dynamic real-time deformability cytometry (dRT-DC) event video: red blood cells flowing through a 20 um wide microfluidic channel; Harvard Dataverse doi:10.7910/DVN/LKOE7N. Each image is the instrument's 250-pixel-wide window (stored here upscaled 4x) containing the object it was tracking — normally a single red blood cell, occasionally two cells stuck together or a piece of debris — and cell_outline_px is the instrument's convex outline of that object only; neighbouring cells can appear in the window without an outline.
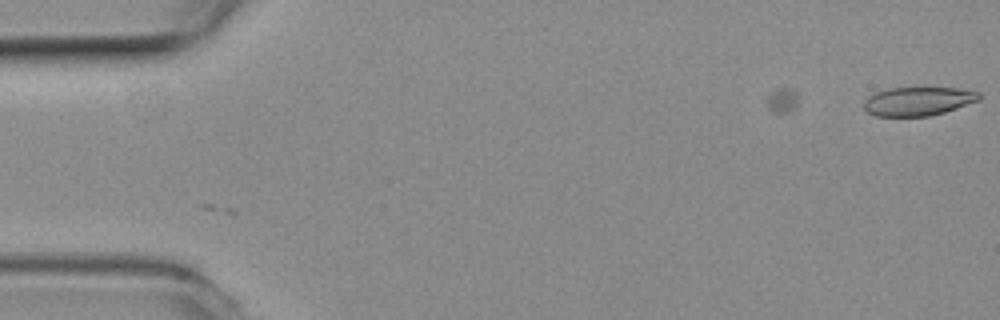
{"species": "common noctule bat (a hibernating species)", "species_latin": "Nyctalus noctula", "temperature_condition": "room temperature", "stored_images_in_passage": 9, "camera_frame_rate_fps": 3000, "um_per_image_px": 0.085, "animal": {"sex": "female", "body_mass_g": 19.3, "forearm_length_mm": 54.1}, "frame": {"image": 1, "passage_image": 1, "time_ms": 0.0, "image_size_px": [1000, 320], "cell_outline_px": [[980, 100], [944, 112], [928, 116], [876, 116], [868, 112], [864, 108], [864, 100], [868, 96], [876, 92], [888, 88], [956, 88], [980, 92]], "centroid_in_image_um": [78.02, 8.6], "position_along_channel_um": 7.0, "area_um2": 19.19}}